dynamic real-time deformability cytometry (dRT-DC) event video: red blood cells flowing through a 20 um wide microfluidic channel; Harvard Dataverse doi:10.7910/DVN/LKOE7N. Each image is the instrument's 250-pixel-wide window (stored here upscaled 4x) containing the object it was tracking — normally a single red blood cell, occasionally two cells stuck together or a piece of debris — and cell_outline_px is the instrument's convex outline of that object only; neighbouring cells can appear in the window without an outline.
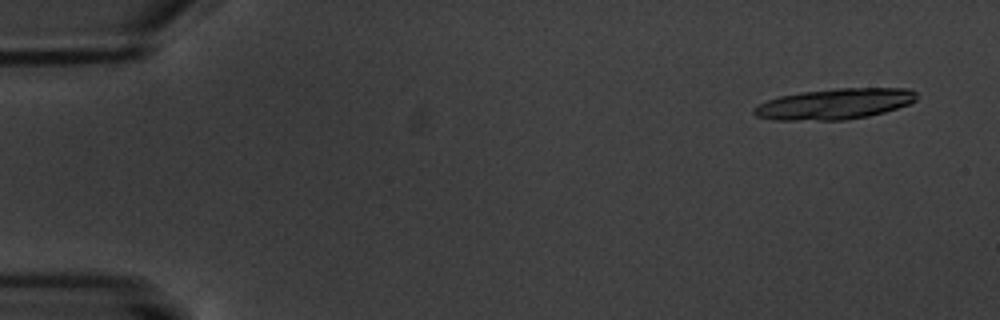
{"species": "common noctule bat (a hibernating species)", "species_latin": "Nyctalus noctula", "temperature_condition": "warm", "stored_images_in_passage": 5, "segment_of_instrument_passage": [2, 2], "camera_frame_rate_fps": 3000, "um_per_image_px": 0.085, "animal": {"sex": "male", "body_mass_g": 20.1, "forearm_length_mm": 53.5}, "frame": {"image": 1, "passage_image": 5, "time_ms": 5.0, "image_size_px": [1000, 320], "cell_outline_px": [[916, 100], [908, 104], [884, 112], [868, 116], [844, 120], [772, 120], [756, 116], [752, 112], [752, 108], [768, 100], [780, 96], [800, 92], [836, 88], [912, 88], [916, 92]], "centroid_in_image_um": [70.93, 8.83], "position_along_channel_um": 14.1, "area_um2": 29.19}}